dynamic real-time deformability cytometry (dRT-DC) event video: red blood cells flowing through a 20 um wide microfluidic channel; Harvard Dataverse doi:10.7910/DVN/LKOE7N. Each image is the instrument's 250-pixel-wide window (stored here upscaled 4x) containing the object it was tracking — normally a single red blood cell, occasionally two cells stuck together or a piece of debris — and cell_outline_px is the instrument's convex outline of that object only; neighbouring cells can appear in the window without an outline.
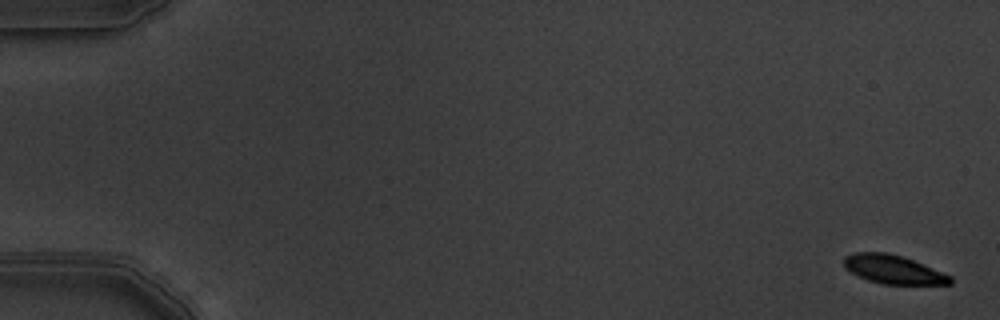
{"species": "common noctule bat (a hibernating species)", "species_latin": "Nyctalus noctula", "temperature_condition": "warm", "stored_images_in_passage": 5, "camera_frame_rate_fps": 3000, "um_per_image_px": 0.085, "animal": {"sex": "male", "body_mass_g": 19.5, "forearm_length_mm": 54.6}, "frame": {"image": 1, "passage_image": 1, "time_ms": 0.0, "image_size_px": [1000, 320], "cell_outline_px": [[952, 284], [884, 284], [868, 280], [844, 268], [844, 256], [856, 252], [888, 252], [912, 260], [952, 276]], "centroid_in_image_um": [75.92, 22.9], "position_along_channel_um": 9.1, "area_um2": 17.51}}
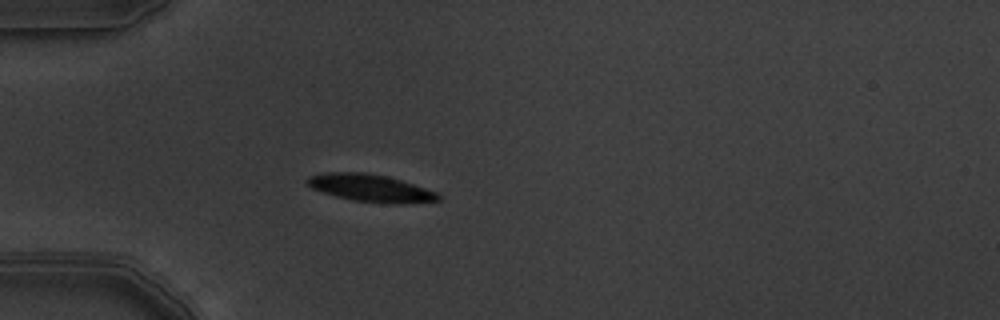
{"frame": {"image": 2, "passage_image": 5, "time_ms": 1.333, "image_size_px": [1000, 320], "cell_outline_px": [[440, 200], [400, 204], [352, 200], [336, 196], [312, 188], [304, 180], [308, 176], [324, 172], [364, 172], [388, 176], [440, 192]], "centroid_in_image_um": [31.52, 15.97], "position_along_channel_um": 53.5, "area_um2": 20.98}}